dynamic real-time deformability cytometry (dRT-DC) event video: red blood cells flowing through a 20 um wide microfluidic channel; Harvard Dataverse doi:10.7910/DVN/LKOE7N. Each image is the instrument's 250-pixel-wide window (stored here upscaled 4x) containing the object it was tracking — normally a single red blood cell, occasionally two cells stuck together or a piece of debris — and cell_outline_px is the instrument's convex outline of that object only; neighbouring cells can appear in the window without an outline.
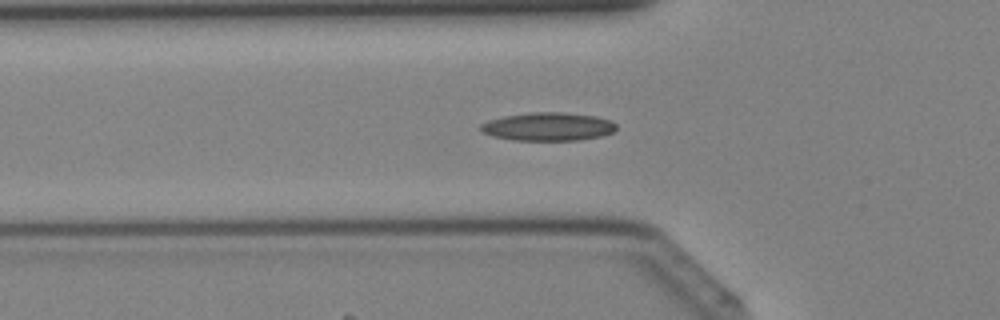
{"species": "Egyptian fruit bat (a non-hibernating species)", "species_latin": "Rousettus aegyptiacus", "temperature_condition": "cold", "stored_images_in_passage": 34, "camera_frame_rate_fps": 3000, "um_per_image_px": 0.085, "animal": {"sex": "female"}, "frame": {"image": 1, "passage_image": 7, "time_ms": 2.0, "image_size_px": [1000, 320], "cell_outline_px": [[616, 128], [612, 132], [604, 136], [580, 140], [512, 140], [492, 136], [480, 132], [480, 124], [488, 120], [504, 116], [532, 112], [560, 112], [596, 116], [612, 120], [616, 124]], "centroid_in_image_um": [46.58, 10.76], "position_along_channel_um": 79.2, "area_um2": 22.54}}
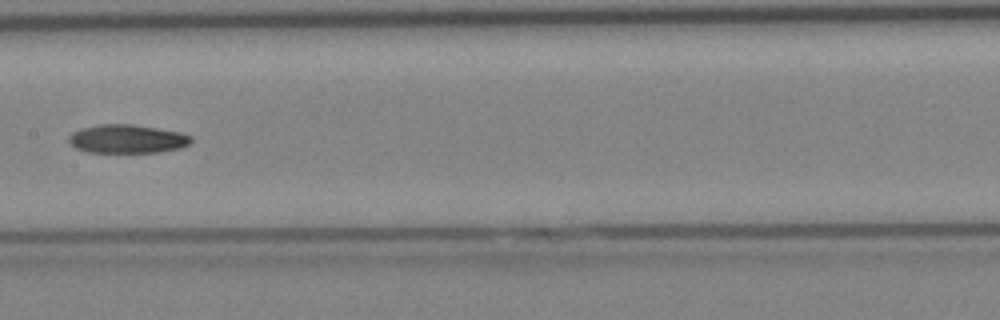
{"frame": {"image": 2, "passage_image": 14, "time_ms": 4.333, "image_size_px": [1000, 320], "cell_outline_px": [[192, 140], [188, 144], [180, 148], [160, 152], [88, 152], [76, 148], [68, 140], [68, 136], [72, 132], [80, 128], [100, 124], [132, 124], [180, 132], [192, 136]], "centroid_in_image_um": [10.8, 11.8], "position_along_channel_um": 196.6, "area_um2": 20.35}}
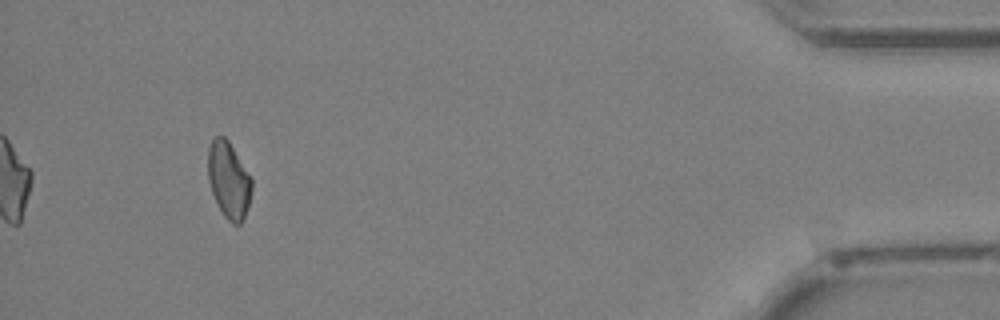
{"frame": {"image": 3, "passage_image": 31, "time_ms": 10.0, "image_size_px": [1000, 320], "cell_outline_px": [[252, 188], [248, 204], [244, 216], [240, 224], [232, 224], [224, 216], [212, 192], [208, 180], [208, 148], [212, 140], [216, 136], [224, 136], [228, 140], [252, 180]], "centroid_in_image_um": [19.42, 15.29], "position_along_channel_um": 415.8, "area_um2": 19.07}}